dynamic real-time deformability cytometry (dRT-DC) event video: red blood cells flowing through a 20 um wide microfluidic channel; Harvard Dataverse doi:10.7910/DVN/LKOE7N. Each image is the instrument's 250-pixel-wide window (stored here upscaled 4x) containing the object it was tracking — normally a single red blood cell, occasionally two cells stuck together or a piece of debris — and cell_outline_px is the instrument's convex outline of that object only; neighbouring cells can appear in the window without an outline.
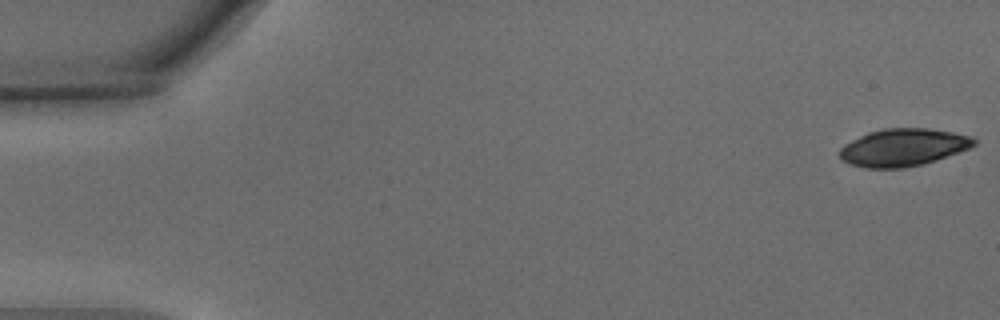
{"species": "common noctule bat (a hibernating species)", "species_latin": "Nyctalus noctula", "temperature_condition": "warm", "stored_images_in_passage": 54, "camera_frame_rate_fps": 3000, "um_per_image_px": 0.085, "animal": {"sex": "male", "body_mass_g": 15.6}, "frame": {"image": 1, "passage_image": 1, "time_ms": 0.0, "image_size_px": [1000, 320], "cell_outline_px": [[976, 144], [968, 148], [936, 160], [904, 168], [868, 168], [852, 164], [840, 160], [836, 152], [844, 144], [868, 132], [884, 128], [928, 128], [952, 132], [972, 136], [976, 140]], "centroid_in_image_um": [76.72, 12.52], "position_along_channel_um": 8.3, "area_um2": 29.3}}
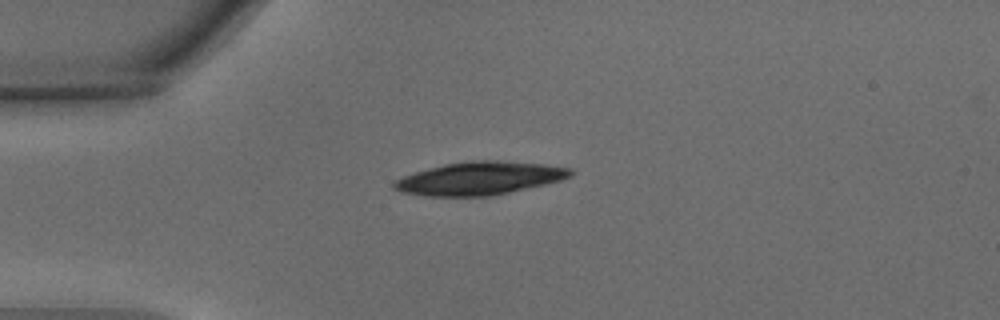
{"frame": {"image": 2, "passage_image": 14, "time_ms": 4.333, "image_size_px": [1000, 320], "cell_outline_px": [[576, 172], [572, 176], [560, 180], [544, 184], [492, 196], [424, 196], [400, 192], [392, 188], [392, 184], [396, 180], [404, 176], [428, 168], [444, 164], [472, 160], [500, 160], [544, 164], [572, 168]], "centroid_in_image_um": [40.77, 15.15], "position_along_channel_um": 44.2, "area_um2": 34.1}}